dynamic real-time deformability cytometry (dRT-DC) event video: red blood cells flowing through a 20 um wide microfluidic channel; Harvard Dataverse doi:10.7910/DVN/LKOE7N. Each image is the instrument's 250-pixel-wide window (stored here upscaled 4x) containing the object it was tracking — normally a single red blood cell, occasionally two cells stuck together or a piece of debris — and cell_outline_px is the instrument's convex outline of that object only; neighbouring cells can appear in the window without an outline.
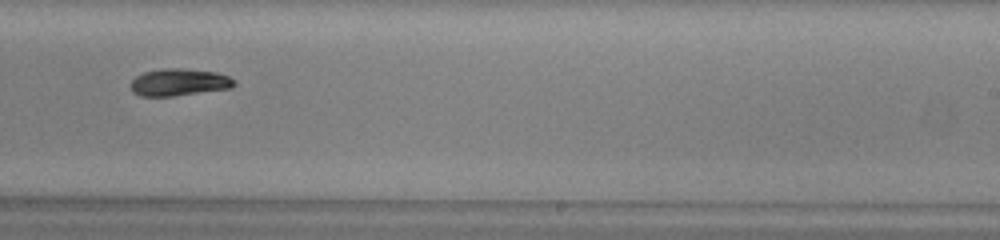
{"species": "common noctule bat (a hibernating species)", "species_latin": "Nyctalus noctula", "temperature_condition": "warm", "stored_images_in_passage": 35, "camera_frame_rate_fps": 3000, "um_per_image_px": 0.085, "animal": {"sex": "male", "body_mass_g": 13.0, "forearm_length_mm": 53.1}, "frame": {"image": 1, "passage_image": 16, "time_ms": 5.0, "image_size_px": [1000, 240], "cell_outline_px": [[236, 84], [232, 88], [172, 96], [140, 96], [132, 92], [132, 80], [136, 76], [144, 72], [160, 68], [180, 68], [216, 72], [228, 76], [236, 80]], "centroid_in_image_um": [15.24, 6.99], "position_along_channel_um": 273.8, "area_um2": 16.42}}